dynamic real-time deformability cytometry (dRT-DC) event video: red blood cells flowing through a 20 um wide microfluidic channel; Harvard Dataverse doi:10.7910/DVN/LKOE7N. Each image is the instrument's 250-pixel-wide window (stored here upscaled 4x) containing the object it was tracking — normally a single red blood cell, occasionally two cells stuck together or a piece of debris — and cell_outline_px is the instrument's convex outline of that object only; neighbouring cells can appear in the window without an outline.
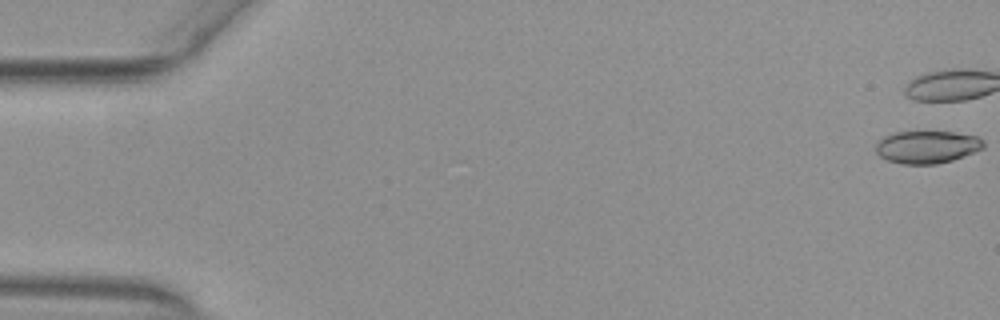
{"species": "common noctule bat (a hibernating species)", "species_latin": "Nyctalus noctula", "temperature_condition": "warm", "stored_images_in_passage": 14, "camera_frame_rate_fps": 3000, "um_per_image_px": 0.085, "animal": {"sex": "female", "body_mass_g": 29.2, "forearm_length_mm": 56.3}, "frame": {"image": 1, "passage_image": 1, "time_ms": 0.0, "image_size_px": [1000, 320], "cell_outline_px": [[984, 148], [952, 160], [936, 164], [904, 164], [888, 160], [880, 156], [876, 152], [876, 144], [884, 136], [896, 132], [952, 132], [976, 136], [984, 140]], "centroid_in_image_um": [78.8, 12.49], "position_along_channel_um": 6.2, "area_um2": 20.23}}